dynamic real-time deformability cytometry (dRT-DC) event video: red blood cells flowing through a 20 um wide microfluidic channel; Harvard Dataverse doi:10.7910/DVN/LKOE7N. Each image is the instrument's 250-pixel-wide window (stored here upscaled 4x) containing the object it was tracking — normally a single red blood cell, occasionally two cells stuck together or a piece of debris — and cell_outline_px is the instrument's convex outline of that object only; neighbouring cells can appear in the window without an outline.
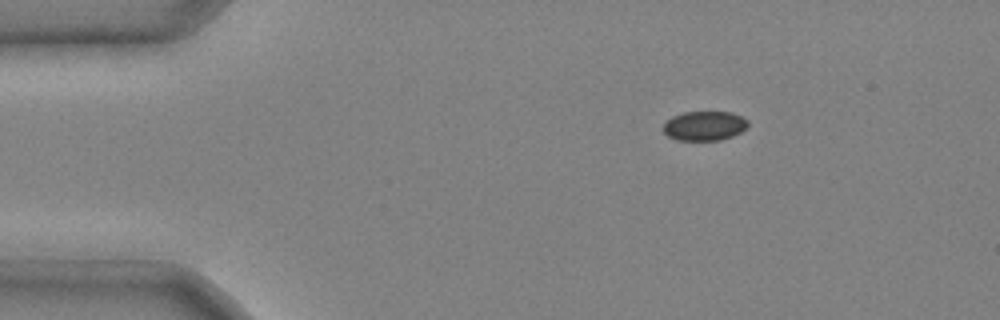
{"species": "common noctule bat (a hibernating species)", "species_latin": "Nyctalus noctula", "temperature_condition": "cold", "stored_images_in_passage": 6, "camera_frame_rate_fps": 3000, "um_per_image_px": 0.085, "animal": {"sex": "male", "body_mass_g": 20.4}, "frame": {"image": 1, "passage_image": 1, "time_ms": 0.0, "image_size_px": [1000, 320], "cell_outline_px": [[748, 124], [740, 132], [732, 136], [720, 140], [676, 140], [668, 136], [664, 132], [664, 124], [672, 116], [684, 112], [732, 112], [748, 120]], "centroid_in_image_um": [59.87, 10.69], "position_along_channel_um": 25.1, "area_um2": 14.39}}
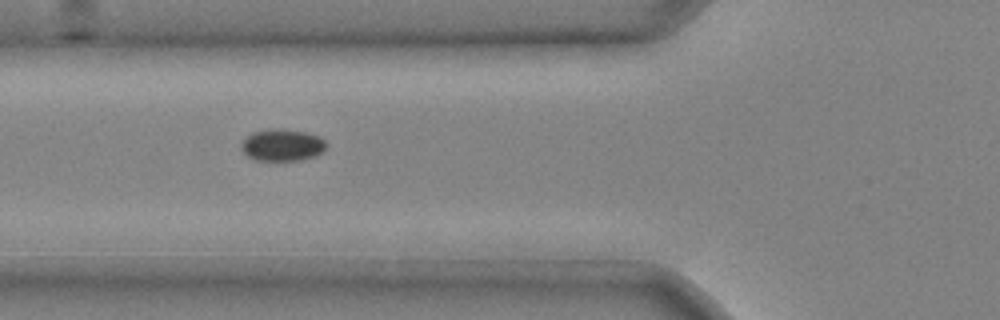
{"frame": {"image": 2, "passage_image": 4, "time_ms": 1.0, "image_size_px": [1000, 320], "cell_outline_px": [[328, 144], [324, 152], [316, 156], [300, 160], [252, 160], [240, 148], [240, 144], [252, 132], [272, 128], [304, 132], [316, 136], [324, 140]], "centroid_in_image_um": [23.99, 12.34], "position_along_channel_um": 101.8, "area_um2": 15.78}}
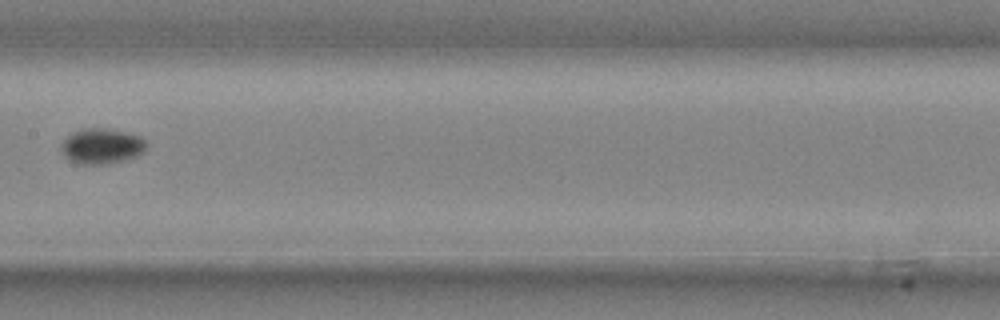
{"frame": {"image": 3, "passage_image": 6, "time_ms": 1.667, "image_size_px": [1000, 320], "cell_outline_px": [[144, 148], [136, 156], [124, 160], [108, 164], [80, 164], [68, 160], [64, 156], [60, 148], [60, 144], [68, 136], [84, 128], [104, 128], [124, 132], [140, 136], [144, 140]], "centroid_in_image_um": [8.58, 12.43], "position_along_channel_um": 198.8, "area_um2": 17.28}}